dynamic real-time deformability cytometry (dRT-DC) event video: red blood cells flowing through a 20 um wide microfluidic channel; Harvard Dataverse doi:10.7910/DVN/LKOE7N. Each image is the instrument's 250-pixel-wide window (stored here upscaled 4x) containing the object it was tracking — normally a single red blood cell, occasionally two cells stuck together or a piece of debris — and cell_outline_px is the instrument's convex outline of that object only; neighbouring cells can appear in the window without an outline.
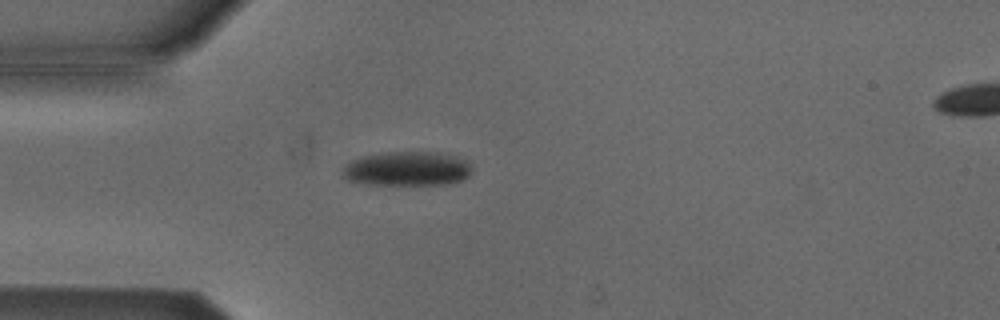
{"species": "Egyptian fruit bat (a non-hibernating species)", "species_latin": "Rousettus aegyptiacus", "temperature_condition": "cold", "stored_images_in_passage": 49, "camera_frame_rate_fps": 3000, "um_per_image_px": 0.085, "animal": {"sex": "male"}, "frame": {"image": 1, "passage_image": 9, "time_ms": 2.667, "image_size_px": [1000, 320], "cell_outline_px": [[472, 172], [468, 176], [460, 180], [444, 184], [368, 184], [348, 180], [344, 176], [344, 168], [352, 160], [360, 156], [384, 152], [444, 152], [468, 160], [472, 168]], "centroid_in_image_um": [34.66, 14.32], "position_along_channel_um": 50.3, "area_um2": 25.84}}
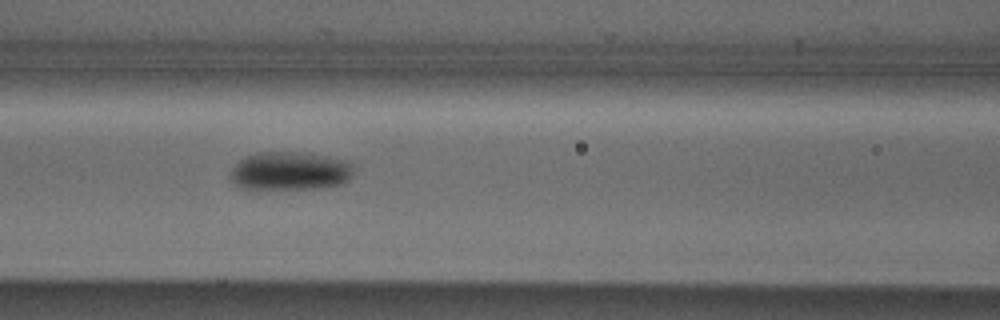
{"frame": {"image": 2, "passage_image": 17, "time_ms": 5.333, "image_size_px": [1000, 320], "cell_outline_px": [[352, 176], [344, 184], [320, 188], [260, 192], [256, 192], [240, 188], [232, 180], [232, 168], [244, 156], [256, 152], [300, 152], [328, 156], [348, 160], [352, 164]], "centroid_in_image_um": [24.63, 14.58], "position_along_channel_um": 142.0, "area_um2": 28.78}}
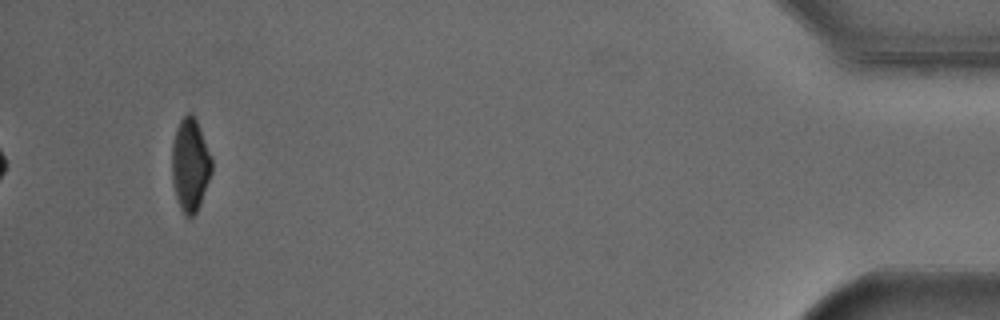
{"frame": {"image": 3, "passage_image": 45, "time_ms": 14.667, "image_size_px": [1000, 320], "cell_outline_px": [[212, 172], [200, 204], [196, 212], [192, 216], [184, 216], [180, 208], [176, 196], [172, 180], [172, 144], [176, 128], [180, 120], [188, 112], [192, 112], [196, 120], [212, 160]], "centroid_in_image_um": [16.15, 14.02], "position_along_channel_um": 419.0, "area_um2": 21.39}, "authors_computed_cell_mechanics": {"area_um2": 24.9696, "velocity_mm_per_s": 3.8319, "shape_relaxation_time_tau1_ms": 3.6024, "shape_relaxation_time_tau2_ms": null, "deformation_change_tau1": 0.0934, "deformation_change_tau2": null}}